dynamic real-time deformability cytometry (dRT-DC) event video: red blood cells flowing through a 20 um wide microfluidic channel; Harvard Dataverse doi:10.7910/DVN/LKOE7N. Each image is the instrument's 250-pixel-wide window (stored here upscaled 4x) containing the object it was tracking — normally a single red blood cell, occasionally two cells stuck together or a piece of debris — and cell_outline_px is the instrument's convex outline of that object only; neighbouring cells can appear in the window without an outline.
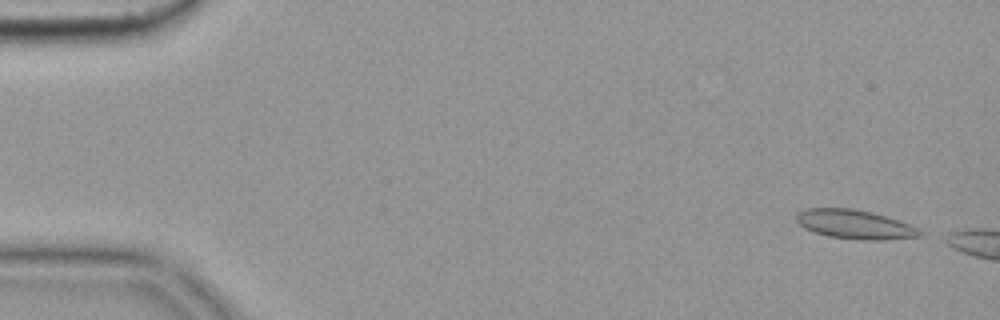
{"species": "common noctule bat (a hibernating species)", "species_latin": "Nyctalus noctula", "temperature_condition": "cold", "stored_images_in_passage": 47, "camera_frame_rate_fps": 3000, "um_per_image_px": 0.085, "animal": {"sex": "female", "body_mass_g": 19.9}, "frame": {"image": 1, "passage_image": 1, "time_ms": 0.0, "image_size_px": [1000, 320], "cell_outline_px": [[924, 236], [880, 240], [864, 240], [828, 236], [804, 228], [796, 220], [796, 216], [800, 212], [808, 208], [852, 208], [872, 212], [908, 224], [924, 232]], "centroid_in_image_um": [72.67, 19.07], "position_along_channel_um": 12.3, "area_um2": 20.63}}
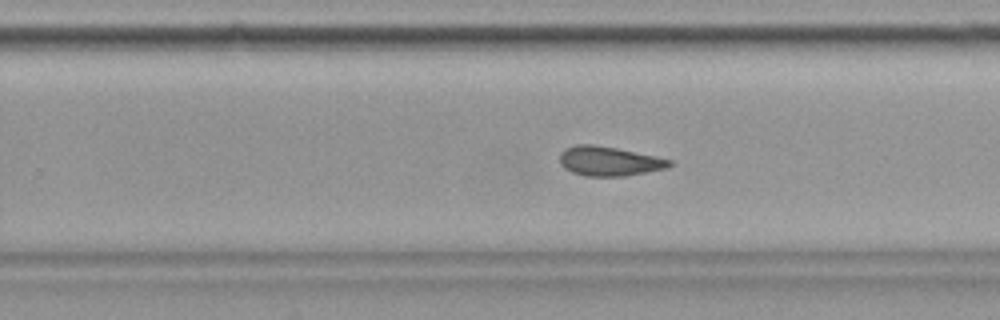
{"frame": {"image": 2, "passage_image": 33, "time_ms": 10.667, "image_size_px": [1000, 320], "cell_outline_px": [[672, 164], [664, 168], [624, 176], [584, 176], [572, 172], [564, 168], [560, 164], [560, 152], [564, 148], [576, 144], [592, 144], [616, 148], [656, 156], [672, 160]], "centroid_in_image_um": [51.71, 13.69], "position_along_channel_um": 278.1, "area_um2": 18.73}}
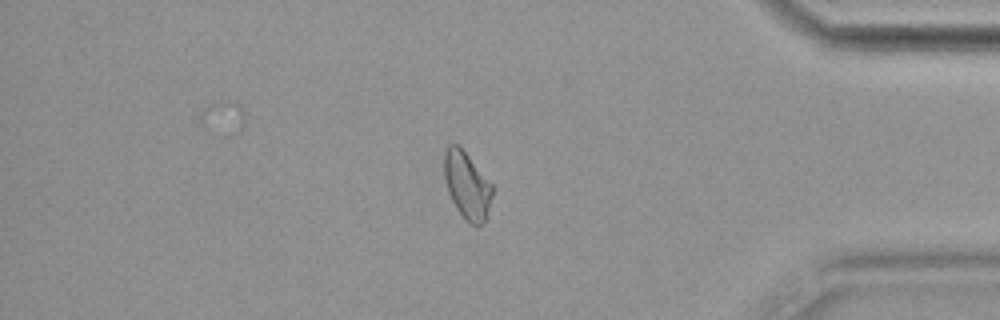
{"frame": {"image": 3, "passage_image": 45, "time_ms": 14.667, "image_size_px": [1000, 320], "cell_outline_px": [[492, 196], [484, 220], [476, 228], [456, 208], [448, 192], [444, 176], [444, 152], [448, 144], [460, 144], [492, 184]], "centroid_in_image_um": [39.67, 15.68], "position_along_channel_um": 395.5, "area_um2": 18.67}}